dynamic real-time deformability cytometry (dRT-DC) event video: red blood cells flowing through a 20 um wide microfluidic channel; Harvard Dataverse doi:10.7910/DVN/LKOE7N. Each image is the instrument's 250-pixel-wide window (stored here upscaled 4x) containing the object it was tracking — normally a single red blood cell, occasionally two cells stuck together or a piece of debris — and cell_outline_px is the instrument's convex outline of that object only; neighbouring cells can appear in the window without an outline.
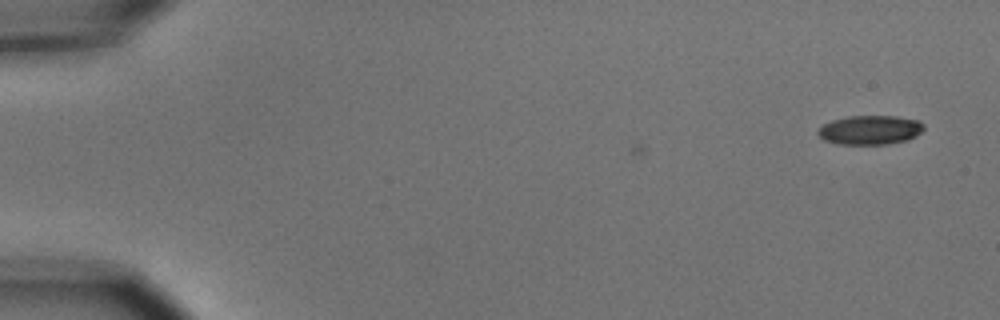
{"species": "common noctule bat (a hibernating species)", "species_latin": "Nyctalus noctula", "temperature_condition": "cold", "stored_images_in_passage": 5, "camera_frame_rate_fps": 3000, "um_per_image_px": 0.085, "animal": {"sex": "male", "body_mass_g": 15.6}, "frame": {"image": 1, "passage_image": 5, "time_ms": 1.333, "image_size_px": [1000, 320], "cell_outline_px": [[924, 128], [916, 136], [908, 140], [888, 144], [840, 144], [824, 140], [816, 132], [824, 124], [832, 120], [848, 116], [896, 116], [920, 120], [924, 124]], "centroid_in_image_um": [73.99, 11.04], "position_along_channel_um": 11.0, "area_um2": 18.03}}